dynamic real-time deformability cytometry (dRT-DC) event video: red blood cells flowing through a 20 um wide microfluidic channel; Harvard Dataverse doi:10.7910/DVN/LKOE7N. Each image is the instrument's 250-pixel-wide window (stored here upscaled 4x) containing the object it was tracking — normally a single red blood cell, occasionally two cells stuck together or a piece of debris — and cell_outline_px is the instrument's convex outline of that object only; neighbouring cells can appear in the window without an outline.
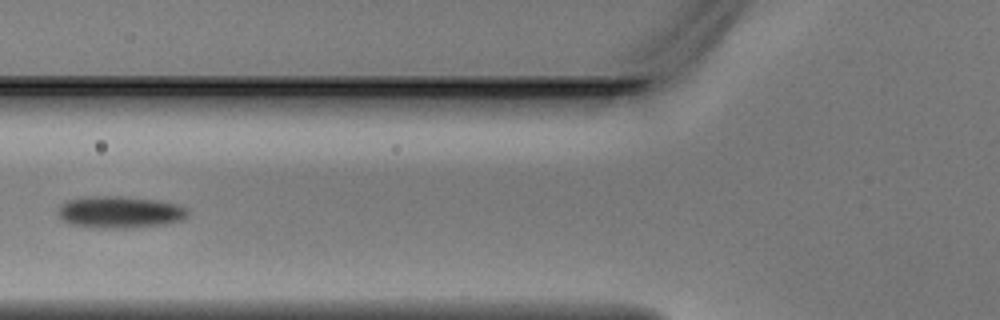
{"species": "Egyptian fruit bat (a non-hibernating species)", "species_latin": "Rousettus aegyptiacus", "temperature_condition": "warm", "stored_images_in_passage": 5, "camera_frame_rate_fps": 3000, "um_per_image_px": 0.085, "animal": {"sex": "male"}, "frame": {"image": 1, "passage_image": 5, "time_ms": 1.333, "image_size_px": [1000, 320], "cell_outline_px": [[188, 216], [180, 220], [164, 224], [124, 228], [92, 228], [72, 224], [56, 216], [56, 208], [60, 204], [68, 200], [104, 196], [120, 196], [160, 200], [176, 204], [188, 208]], "centroid_in_image_um": [10.16, 18.03], "position_along_channel_um": 115.6, "area_um2": 24.16}}